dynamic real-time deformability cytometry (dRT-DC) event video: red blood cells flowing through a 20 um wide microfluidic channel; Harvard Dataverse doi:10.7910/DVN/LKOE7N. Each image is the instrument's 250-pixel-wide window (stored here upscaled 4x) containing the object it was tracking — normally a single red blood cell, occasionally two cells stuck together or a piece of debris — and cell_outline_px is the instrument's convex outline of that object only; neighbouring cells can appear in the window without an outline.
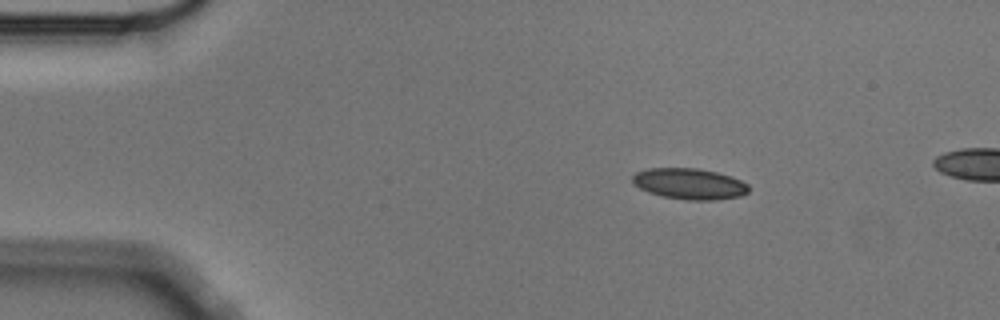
{"species": "Egyptian fruit bat (a non-hibernating species)", "species_latin": "Rousettus aegyptiacus", "temperature_condition": "cold", "stored_images_in_passage": 4, "camera_frame_rate_fps": 3000, "um_per_image_px": 0.085, "animal": {"sex": "male"}, "frame": {"image": 1, "passage_image": 2, "time_ms": 0.333, "image_size_px": [1000, 320], "cell_outline_px": [[748, 192], [740, 196], [716, 200], [688, 200], [664, 196], [648, 192], [632, 184], [632, 176], [636, 172], [648, 168], [696, 168], [716, 172], [732, 176], [748, 184]], "centroid_in_image_um": [58.59, 15.62], "position_along_channel_um": 26.4, "area_um2": 20.98}}